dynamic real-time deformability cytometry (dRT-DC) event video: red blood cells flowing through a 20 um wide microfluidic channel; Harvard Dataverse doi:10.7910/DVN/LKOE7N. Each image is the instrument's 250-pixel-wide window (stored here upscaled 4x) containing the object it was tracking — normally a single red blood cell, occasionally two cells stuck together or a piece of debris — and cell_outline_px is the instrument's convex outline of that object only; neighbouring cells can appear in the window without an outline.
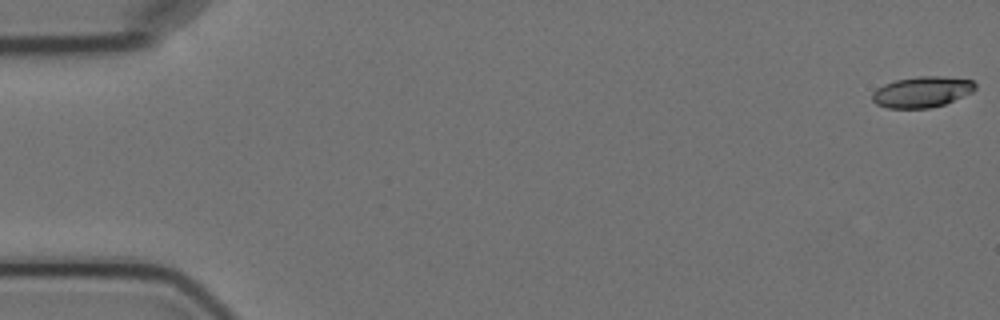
{"species": "Egyptian fruit bat (a non-hibernating species)", "species_latin": "Rousettus aegyptiacus", "temperature_condition": "cold", "stored_images_in_passage": 6, "camera_frame_rate_fps": 3000, "um_per_image_px": 0.085, "animal": {"sex": "female"}, "frame": {"image": 1, "passage_image": 1, "time_ms": 0.0, "image_size_px": [1000, 320], "cell_outline_px": [[976, 88], [972, 92], [944, 104], [928, 108], [888, 108], [876, 104], [872, 100], [872, 92], [876, 88], [884, 84], [896, 80], [920, 76], [940, 76], [972, 80], [976, 84]], "centroid_in_image_um": [78.34, 7.81], "position_along_channel_um": 6.7, "area_um2": 18.44}}
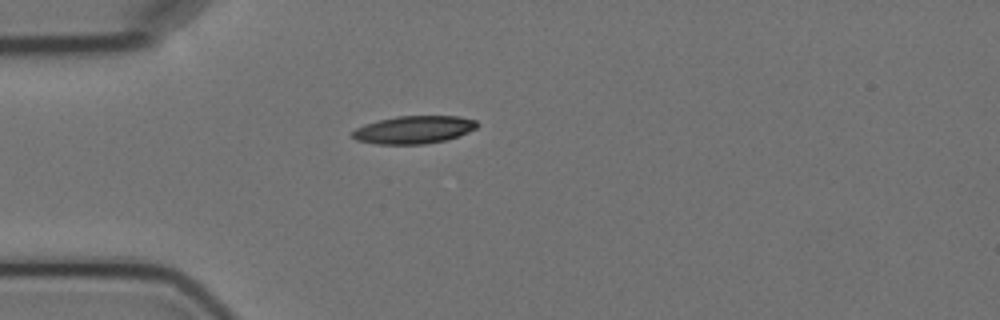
{"frame": {"image": 2, "passage_image": 5, "time_ms": 5.0, "image_size_px": [1000, 320], "cell_outline_px": [[476, 128], [468, 132], [448, 140], [424, 144], [376, 144], [356, 140], [352, 136], [352, 132], [356, 128], [364, 124], [396, 116], [460, 116], [476, 120]], "centroid_in_image_um": [35.17, 11.03], "position_along_channel_um": 49.8, "area_um2": 20.17}}